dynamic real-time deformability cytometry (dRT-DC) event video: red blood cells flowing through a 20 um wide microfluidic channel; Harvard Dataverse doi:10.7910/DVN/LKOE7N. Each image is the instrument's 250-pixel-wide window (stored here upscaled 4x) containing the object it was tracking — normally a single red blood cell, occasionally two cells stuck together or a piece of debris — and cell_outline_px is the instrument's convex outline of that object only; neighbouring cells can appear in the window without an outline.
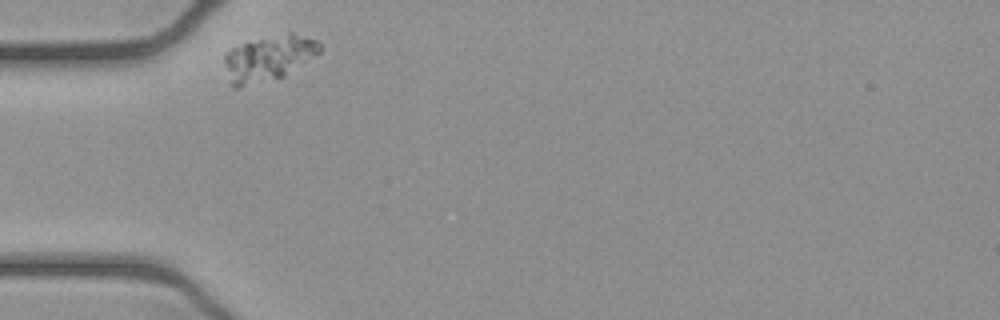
{"species": "common noctule bat (a hibernating species)", "species_latin": "Nyctalus noctula", "temperature_condition": "cold", "stored_images_in_passage": 32, "camera_frame_rate_fps": 3000, "um_per_image_px": 0.085, "animal": {"sex": "female", "body_mass_g": 21.9}, "frame": {"image": 1, "passage_image": 1, "time_ms": 0.0, "image_size_px": [1000, 320], "cell_outline_px": [[320, 52], [284, 76], [236, 88], [232, 88], [224, 60], [224, 56], [232, 48], [244, 44], [288, 32], [292, 32], [316, 40], [320, 44]], "centroid_in_image_um": [22.84, 4.95], "position_along_channel_um": 62.2, "area_um2": 24.45}}
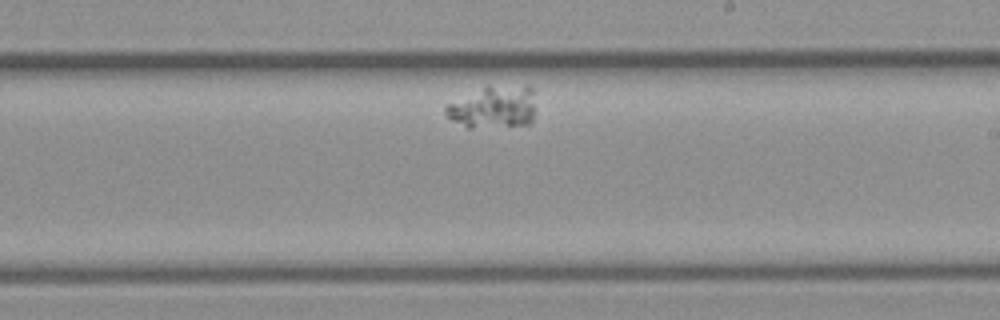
{"frame": {"image": 2, "passage_image": 19, "time_ms": 6.0, "image_size_px": [1000, 320], "cell_outline_px": [[532, 124], [472, 128], [468, 128], [452, 120], [444, 112], [444, 108], [448, 104], [488, 84], [532, 88]], "centroid_in_image_um": [41.9, 9.11], "position_along_channel_um": 247.1, "area_um2": 21.79}}
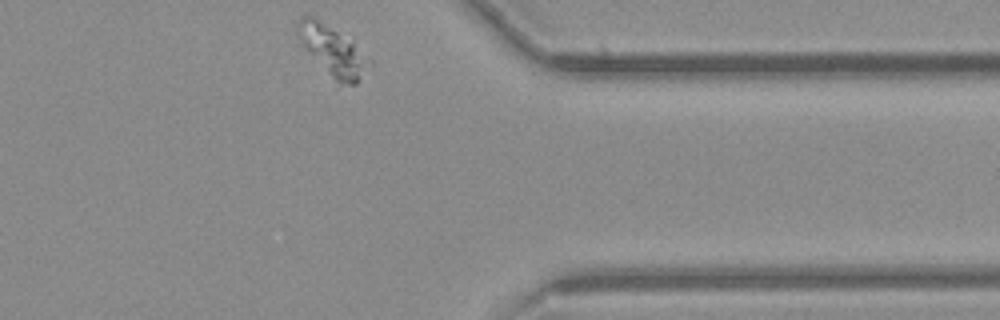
{"frame": {"image": 3, "passage_image": 32, "time_ms": 10.333, "image_size_px": [1000, 320], "cell_outline_px": [[372, 68], [356, 84], [340, 84], [304, 48], [296, 32], [296, 28], [300, 16], [316, 16], [352, 36], [372, 60]], "centroid_in_image_um": [28.38, 4.24], "position_along_channel_um": 383.0, "area_um2": 21.79}}